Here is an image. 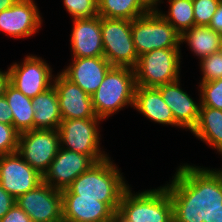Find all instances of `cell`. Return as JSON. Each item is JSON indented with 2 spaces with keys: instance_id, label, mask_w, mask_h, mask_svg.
I'll return each instance as SVG.
<instances>
[{
  "instance_id": "37",
  "label": "cell",
  "mask_w": 222,
  "mask_h": 222,
  "mask_svg": "<svg viewBox=\"0 0 222 222\" xmlns=\"http://www.w3.org/2000/svg\"><path fill=\"white\" fill-rule=\"evenodd\" d=\"M18 0H0V12L13 6Z\"/></svg>"
},
{
  "instance_id": "3",
  "label": "cell",
  "mask_w": 222,
  "mask_h": 222,
  "mask_svg": "<svg viewBox=\"0 0 222 222\" xmlns=\"http://www.w3.org/2000/svg\"><path fill=\"white\" fill-rule=\"evenodd\" d=\"M136 79L130 67L112 66L91 95L95 115L105 120L126 106H134Z\"/></svg>"
},
{
  "instance_id": "32",
  "label": "cell",
  "mask_w": 222,
  "mask_h": 222,
  "mask_svg": "<svg viewBox=\"0 0 222 222\" xmlns=\"http://www.w3.org/2000/svg\"><path fill=\"white\" fill-rule=\"evenodd\" d=\"M0 222H32L31 218L15 203Z\"/></svg>"
},
{
  "instance_id": "22",
  "label": "cell",
  "mask_w": 222,
  "mask_h": 222,
  "mask_svg": "<svg viewBox=\"0 0 222 222\" xmlns=\"http://www.w3.org/2000/svg\"><path fill=\"white\" fill-rule=\"evenodd\" d=\"M191 133L220 154L222 152V110L200 106L198 123Z\"/></svg>"
},
{
  "instance_id": "6",
  "label": "cell",
  "mask_w": 222,
  "mask_h": 222,
  "mask_svg": "<svg viewBox=\"0 0 222 222\" xmlns=\"http://www.w3.org/2000/svg\"><path fill=\"white\" fill-rule=\"evenodd\" d=\"M180 48L155 49L139 56L136 86L158 87L180 79Z\"/></svg>"
},
{
  "instance_id": "19",
  "label": "cell",
  "mask_w": 222,
  "mask_h": 222,
  "mask_svg": "<svg viewBox=\"0 0 222 222\" xmlns=\"http://www.w3.org/2000/svg\"><path fill=\"white\" fill-rule=\"evenodd\" d=\"M63 222H108L116 213L98 198L62 195Z\"/></svg>"
},
{
  "instance_id": "29",
  "label": "cell",
  "mask_w": 222,
  "mask_h": 222,
  "mask_svg": "<svg viewBox=\"0 0 222 222\" xmlns=\"http://www.w3.org/2000/svg\"><path fill=\"white\" fill-rule=\"evenodd\" d=\"M200 69L203 74L201 82H210L222 79L221 52L219 51L200 59Z\"/></svg>"
},
{
  "instance_id": "4",
  "label": "cell",
  "mask_w": 222,
  "mask_h": 222,
  "mask_svg": "<svg viewBox=\"0 0 222 222\" xmlns=\"http://www.w3.org/2000/svg\"><path fill=\"white\" fill-rule=\"evenodd\" d=\"M123 193L116 216L123 222H173V206L165 185L136 194Z\"/></svg>"
},
{
  "instance_id": "30",
  "label": "cell",
  "mask_w": 222,
  "mask_h": 222,
  "mask_svg": "<svg viewBox=\"0 0 222 222\" xmlns=\"http://www.w3.org/2000/svg\"><path fill=\"white\" fill-rule=\"evenodd\" d=\"M196 26H208L222 0H192Z\"/></svg>"
},
{
  "instance_id": "26",
  "label": "cell",
  "mask_w": 222,
  "mask_h": 222,
  "mask_svg": "<svg viewBox=\"0 0 222 222\" xmlns=\"http://www.w3.org/2000/svg\"><path fill=\"white\" fill-rule=\"evenodd\" d=\"M169 1L168 13L156 8L155 10L167 20L175 30L182 35L195 26L193 1L192 0H167Z\"/></svg>"
},
{
  "instance_id": "2",
  "label": "cell",
  "mask_w": 222,
  "mask_h": 222,
  "mask_svg": "<svg viewBox=\"0 0 222 222\" xmlns=\"http://www.w3.org/2000/svg\"><path fill=\"white\" fill-rule=\"evenodd\" d=\"M129 187L120 169L107 158L96 162L80 174L71 185L61 191L62 195L98 198L117 213L123 193Z\"/></svg>"
},
{
  "instance_id": "14",
  "label": "cell",
  "mask_w": 222,
  "mask_h": 222,
  "mask_svg": "<svg viewBox=\"0 0 222 222\" xmlns=\"http://www.w3.org/2000/svg\"><path fill=\"white\" fill-rule=\"evenodd\" d=\"M42 18L35 0H18L0 12V31L13 38H29L41 28Z\"/></svg>"
},
{
  "instance_id": "15",
  "label": "cell",
  "mask_w": 222,
  "mask_h": 222,
  "mask_svg": "<svg viewBox=\"0 0 222 222\" xmlns=\"http://www.w3.org/2000/svg\"><path fill=\"white\" fill-rule=\"evenodd\" d=\"M53 85L59 99L62 120L94 118L91 96L61 72L54 77Z\"/></svg>"
},
{
  "instance_id": "42",
  "label": "cell",
  "mask_w": 222,
  "mask_h": 222,
  "mask_svg": "<svg viewBox=\"0 0 222 222\" xmlns=\"http://www.w3.org/2000/svg\"><path fill=\"white\" fill-rule=\"evenodd\" d=\"M222 54V41H221V45H220V50H219Z\"/></svg>"
},
{
  "instance_id": "10",
  "label": "cell",
  "mask_w": 222,
  "mask_h": 222,
  "mask_svg": "<svg viewBox=\"0 0 222 222\" xmlns=\"http://www.w3.org/2000/svg\"><path fill=\"white\" fill-rule=\"evenodd\" d=\"M8 70L9 82L30 98L50 88L55 77L44 59L31 54L22 63L11 64Z\"/></svg>"
},
{
  "instance_id": "34",
  "label": "cell",
  "mask_w": 222,
  "mask_h": 222,
  "mask_svg": "<svg viewBox=\"0 0 222 222\" xmlns=\"http://www.w3.org/2000/svg\"><path fill=\"white\" fill-rule=\"evenodd\" d=\"M0 122L8 125L13 124V114L4 95L0 96Z\"/></svg>"
},
{
  "instance_id": "21",
  "label": "cell",
  "mask_w": 222,
  "mask_h": 222,
  "mask_svg": "<svg viewBox=\"0 0 222 222\" xmlns=\"http://www.w3.org/2000/svg\"><path fill=\"white\" fill-rule=\"evenodd\" d=\"M34 129L56 130L62 121L59 99L54 85L32 98Z\"/></svg>"
},
{
  "instance_id": "9",
  "label": "cell",
  "mask_w": 222,
  "mask_h": 222,
  "mask_svg": "<svg viewBox=\"0 0 222 222\" xmlns=\"http://www.w3.org/2000/svg\"><path fill=\"white\" fill-rule=\"evenodd\" d=\"M60 148L56 130H30L19 134L18 154L41 175L48 170Z\"/></svg>"
},
{
  "instance_id": "12",
  "label": "cell",
  "mask_w": 222,
  "mask_h": 222,
  "mask_svg": "<svg viewBox=\"0 0 222 222\" xmlns=\"http://www.w3.org/2000/svg\"><path fill=\"white\" fill-rule=\"evenodd\" d=\"M42 182L43 175L32 168L18 152L0 156V184L15 199Z\"/></svg>"
},
{
  "instance_id": "7",
  "label": "cell",
  "mask_w": 222,
  "mask_h": 222,
  "mask_svg": "<svg viewBox=\"0 0 222 222\" xmlns=\"http://www.w3.org/2000/svg\"><path fill=\"white\" fill-rule=\"evenodd\" d=\"M104 57L112 66L135 68L138 63L131 32V21L127 19L101 17Z\"/></svg>"
},
{
  "instance_id": "18",
  "label": "cell",
  "mask_w": 222,
  "mask_h": 222,
  "mask_svg": "<svg viewBox=\"0 0 222 222\" xmlns=\"http://www.w3.org/2000/svg\"><path fill=\"white\" fill-rule=\"evenodd\" d=\"M72 61L61 73L89 96L96 92L112 67L104 56L73 58Z\"/></svg>"
},
{
  "instance_id": "13",
  "label": "cell",
  "mask_w": 222,
  "mask_h": 222,
  "mask_svg": "<svg viewBox=\"0 0 222 222\" xmlns=\"http://www.w3.org/2000/svg\"><path fill=\"white\" fill-rule=\"evenodd\" d=\"M95 163L89 155L60 147L48 170L43 175V182L56 190L63 191Z\"/></svg>"
},
{
  "instance_id": "1",
  "label": "cell",
  "mask_w": 222,
  "mask_h": 222,
  "mask_svg": "<svg viewBox=\"0 0 222 222\" xmlns=\"http://www.w3.org/2000/svg\"><path fill=\"white\" fill-rule=\"evenodd\" d=\"M165 186L173 206V222H214L222 205V175L208 167L182 164Z\"/></svg>"
},
{
  "instance_id": "5",
  "label": "cell",
  "mask_w": 222,
  "mask_h": 222,
  "mask_svg": "<svg viewBox=\"0 0 222 222\" xmlns=\"http://www.w3.org/2000/svg\"><path fill=\"white\" fill-rule=\"evenodd\" d=\"M138 57L155 49L180 48L181 35L155 9L131 21Z\"/></svg>"
},
{
  "instance_id": "39",
  "label": "cell",
  "mask_w": 222,
  "mask_h": 222,
  "mask_svg": "<svg viewBox=\"0 0 222 222\" xmlns=\"http://www.w3.org/2000/svg\"><path fill=\"white\" fill-rule=\"evenodd\" d=\"M214 222H222V205L214 215Z\"/></svg>"
},
{
  "instance_id": "36",
  "label": "cell",
  "mask_w": 222,
  "mask_h": 222,
  "mask_svg": "<svg viewBox=\"0 0 222 222\" xmlns=\"http://www.w3.org/2000/svg\"><path fill=\"white\" fill-rule=\"evenodd\" d=\"M9 83V70H0V96L4 95L5 88Z\"/></svg>"
},
{
  "instance_id": "35",
  "label": "cell",
  "mask_w": 222,
  "mask_h": 222,
  "mask_svg": "<svg viewBox=\"0 0 222 222\" xmlns=\"http://www.w3.org/2000/svg\"><path fill=\"white\" fill-rule=\"evenodd\" d=\"M215 32L222 35V1L219 3L214 15L212 16L211 22L208 25Z\"/></svg>"
},
{
  "instance_id": "11",
  "label": "cell",
  "mask_w": 222,
  "mask_h": 222,
  "mask_svg": "<svg viewBox=\"0 0 222 222\" xmlns=\"http://www.w3.org/2000/svg\"><path fill=\"white\" fill-rule=\"evenodd\" d=\"M15 203L32 222H63L62 193L44 182L19 196Z\"/></svg>"
},
{
  "instance_id": "31",
  "label": "cell",
  "mask_w": 222,
  "mask_h": 222,
  "mask_svg": "<svg viewBox=\"0 0 222 222\" xmlns=\"http://www.w3.org/2000/svg\"><path fill=\"white\" fill-rule=\"evenodd\" d=\"M19 133L13 125L0 122V156L16 153Z\"/></svg>"
},
{
  "instance_id": "41",
  "label": "cell",
  "mask_w": 222,
  "mask_h": 222,
  "mask_svg": "<svg viewBox=\"0 0 222 222\" xmlns=\"http://www.w3.org/2000/svg\"><path fill=\"white\" fill-rule=\"evenodd\" d=\"M220 155L222 156V152L220 153ZM216 170L222 175V168Z\"/></svg>"
},
{
  "instance_id": "8",
  "label": "cell",
  "mask_w": 222,
  "mask_h": 222,
  "mask_svg": "<svg viewBox=\"0 0 222 222\" xmlns=\"http://www.w3.org/2000/svg\"><path fill=\"white\" fill-rule=\"evenodd\" d=\"M102 119L94 118L62 120L58 131L60 147L89 155L95 162L107 158L100 148L99 124Z\"/></svg>"
},
{
  "instance_id": "24",
  "label": "cell",
  "mask_w": 222,
  "mask_h": 222,
  "mask_svg": "<svg viewBox=\"0 0 222 222\" xmlns=\"http://www.w3.org/2000/svg\"><path fill=\"white\" fill-rule=\"evenodd\" d=\"M222 35L209 26H193L181 35L180 42L187 43L199 59L219 52Z\"/></svg>"
},
{
  "instance_id": "38",
  "label": "cell",
  "mask_w": 222,
  "mask_h": 222,
  "mask_svg": "<svg viewBox=\"0 0 222 222\" xmlns=\"http://www.w3.org/2000/svg\"><path fill=\"white\" fill-rule=\"evenodd\" d=\"M145 3L152 9L158 8V4L161 3L162 0H144Z\"/></svg>"
},
{
  "instance_id": "27",
  "label": "cell",
  "mask_w": 222,
  "mask_h": 222,
  "mask_svg": "<svg viewBox=\"0 0 222 222\" xmlns=\"http://www.w3.org/2000/svg\"><path fill=\"white\" fill-rule=\"evenodd\" d=\"M200 104L222 110V79L200 82Z\"/></svg>"
},
{
  "instance_id": "23",
  "label": "cell",
  "mask_w": 222,
  "mask_h": 222,
  "mask_svg": "<svg viewBox=\"0 0 222 222\" xmlns=\"http://www.w3.org/2000/svg\"><path fill=\"white\" fill-rule=\"evenodd\" d=\"M4 96L12 110L13 127L21 134L34 129V109L32 98L25 96L10 82L7 84Z\"/></svg>"
},
{
  "instance_id": "33",
  "label": "cell",
  "mask_w": 222,
  "mask_h": 222,
  "mask_svg": "<svg viewBox=\"0 0 222 222\" xmlns=\"http://www.w3.org/2000/svg\"><path fill=\"white\" fill-rule=\"evenodd\" d=\"M16 199L10 195L0 184V219L13 207Z\"/></svg>"
},
{
  "instance_id": "28",
  "label": "cell",
  "mask_w": 222,
  "mask_h": 222,
  "mask_svg": "<svg viewBox=\"0 0 222 222\" xmlns=\"http://www.w3.org/2000/svg\"><path fill=\"white\" fill-rule=\"evenodd\" d=\"M63 4L73 19L92 18L98 15V0H63Z\"/></svg>"
},
{
  "instance_id": "40",
  "label": "cell",
  "mask_w": 222,
  "mask_h": 222,
  "mask_svg": "<svg viewBox=\"0 0 222 222\" xmlns=\"http://www.w3.org/2000/svg\"><path fill=\"white\" fill-rule=\"evenodd\" d=\"M108 222H123V221L119 219L117 216H115L111 221Z\"/></svg>"
},
{
  "instance_id": "17",
  "label": "cell",
  "mask_w": 222,
  "mask_h": 222,
  "mask_svg": "<svg viewBox=\"0 0 222 222\" xmlns=\"http://www.w3.org/2000/svg\"><path fill=\"white\" fill-rule=\"evenodd\" d=\"M181 79L174 82L167 83L156 87L163 100L171 109L175 123L179 128L192 130L196 127L200 113V99L199 104L188 95L186 91L180 86Z\"/></svg>"
},
{
  "instance_id": "20",
  "label": "cell",
  "mask_w": 222,
  "mask_h": 222,
  "mask_svg": "<svg viewBox=\"0 0 222 222\" xmlns=\"http://www.w3.org/2000/svg\"><path fill=\"white\" fill-rule=\"evenodd\" d=\"M133 108L150 121L179 128L175 123L171 109L156 87L136 86Z\"/></svg>"
},
{
  "instance_id": "25",
  "label": "cell",
  "mask_w": 222,
  "mask_h": 222,
  "mask_svg": "<svg viewBox=\"0 0 222 222\" xmlns=\"http://www.w3.org/2000/svg\"><path fill=\"white\" fill-rule=\"evenodd\" d=\"M151 10L144 0H98V15L103 18L132 21Z\"/></svg>"
},
{
  "instance_id": "16",
  "label": "cell",
  "mask_w": 222,
  "mask_h": 222,
  "mask_svg": "<svg viewBox=\"0 0 222 222\" xmlns=\"http://www.w3.org/2000/svg\"><path fill=\"white\" fill-rule=\"evenodd\" d=\"M71 31V52L73 58L102 57L101 17L73 19Z\"/></svg>"
}]
</instances>
